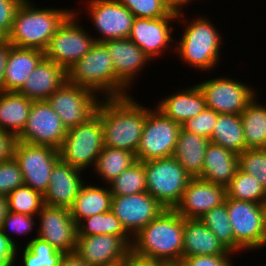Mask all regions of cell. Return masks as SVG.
<instances>
[{
  "label": "cell",
  "mask_w": 266,
  "mask_h": 266,
  "mask_svg": "<svg viewBox=\"0 0 266 266\" xmlns=\"http://www.w3.org/2000/svg\"><path fill=\"white\" fill-rule=\"evenodd\" d=\"M131 95L101 98L95 113L101 120L104 146L136 154L147 112L151 108Z\"/></svg>",
  "instance_id": "6da1fadb"
},
{
  "label": "cell",
  "mask_w": 266,
  "mask_h": 266,
  "mask_svg": "<svg viewBox=\"0 0 266 266\" xmlns=\"http://www.w3.org/2000/svg\"><path fill=\"white\" fill-rule=\"evenodd\" d=\"M185 16H187L185 12L178 14L177 24L180 23L184 30L179 40L175 38L174 53L187 65L186 67L209 74L222 60L221 51L224 46L222 32L214 23H211L213 21L209 16L200 14L194 16L192 20Z\"/></svg>",
  "instance_id": "7a4b0ae2"
},
{
  "label": "cell",
  "mask_w": 266,
  "mask_h": 266,
  "mask_svg": "<svg viewBox=\"0 0 266 266\" xmlns=\"http://www.w3.org/2000/svg\"><path fill=\"white\" fill-rule=\"evenodd\" d=\"M33 2L23 0L19 5L7 40L15 47L36 48L44 51L50 38L74 12V9L52 6L40 8Z\"/></svg>",
  "instance_id": "3957f363"
},
{
  "label": "cell",
  "mask_w": 266,
  "mask_h": 266,
  "mask_svg": "<svg viewBox=\"0 0 266 266\" xmlns=\"http://www.w3.org/2000/svg\"><path fill=\"white\" fill-rule=\"evenodd\" d=\"M184 218L174 209H165L133 237L136 254L163 261L182 260Z\"/></svg>",
  "instance_id": "277c9868"
},
{
  "label": "cell",
  "mask_w": 266,
  "mask_h": 266,
  "mask_svg": "<svg viewBox=\"0 0 266 266\" xmlns=\"http://www.w3.org/2000/svg\"><path fill=\"white\" fill-rule=\"evenodd\" d=\"M67 81L91 90L100 99L131 94L116 79L112 58L102 42H95L89 52L68 69Z\"/></svg>",
  "instance_id": "5b68a950"
},
{
  "label": "cell",
  "mask_w": 266,
  "mask_h": 266,
  "mask_svg": "<svg viewBox=\"0 0 266 266\" xmlns=\"http://www.w3.org/2000/svg\"><path fill=\"white\" fill-rule=\"evenodd\" d=\"M104 147L100 117L95 113L86 122L67 130L59 149L60 159L84 172L95 167Z\"/></svg>",
  "instance_id": "8992f818"
},
{
  "label": "cell",
  "mask_w": 266,
  "mask_h": 266,
  "mask_svg": "<svg viewBox=\"0 0 266 266\" xmlns=\"http://www.w3.org/2000/svg\"><path fill=\"white\" fill-rule=\"evenodd\" d=\"M143 164L146 191L165 209H174L192 177L173 156L145 161Z\"/></svg>",
  "instance_id": "52a82bcc"
},
{
  "label": "cell",
  "mask_w": 266,
  "mask_h": 266,
  "mask_svg": "<svg viewBox=\"0 0 266 266\" xmlns=\"http://www.w3.org/2000/svg\"><path fill=\"white\" fill-rule=\"evenodd\" d=\"M79 9L78 11L74 9V12L62 23L44 50L46 59L62 66L66 71L83 58L95 43L92 31H86L85 24H81Z\"/></svg>",
  "instance_id": "ba28073f"
},
{
  "label": "cell",
  "mask_w": 266,
  "mask_h": 266,
  "mask_svg": "<svg viewBox=\"0 0 266 266\" xmlns=\"http://www.w3.org/2000/svg\"><path fill=\"white\" fill-rule=\"evenodd\" d=\"M196 84L204 95L206 107L219 114H241L259 92L248 82L246 84L227 75L205 78Z\"/></svg>",
  "instance_id": "9c48e42d"
},
{
  "label": "cell",
  "mask_w": 266,
  "mask_h": 266,
  "mask_svg": "<svg viewBox=\"0 0 266 266\" xmlns=\"http://www.w3.org/2000/svg\"><path fill=\"white\" fill-rule=\"evenodd\" d=\"M181 125L166 117L155 106L147 112L136 159L142 162L172 157Z\"/></svg>",
  "instance_id": "30bf717a"
},
{
  "label": "cell",
  "mask_w": 266,
  "mask_h": 266,
  "mask_svg": "<svg viewBox=\"0 0 266 266\" xmlns=\"http://www.w3.org/2000/svg\"><path fill=\"white\" fill-rule=\"evenodd\" d=\"M178 14L171 12L167 17L156 19L134 17L129 39L134 42L151 61L160 59L165 52L174 53L175 38L173 23ZM171 48V49H170ZM173 49V50H172ZM158 58V59H157Z\"/></svg>",
  "instance_id": "8fae6325"
},
{
  "label": "cell",
  "mask_w": 266,
  "mask_h": 266,
  "mask_svg": "<svg viewBox=\"0 0 266 266\" xmlns=\"http://www.w3.org/2000/svg\"><path fill=\"white\" fill-rule=\"evenodd\" d=\"M100 98L91 90L66 81L47 99L68 130L95 114Z\"/></svg>",
  "instance_id": "7c38bea8"
},
{
  "label": "cell",
  "mask_w": 266,
  "mask_h": 266,
  "mask_svg": "<svg viewBox=\"0 0 266 266\" xmlns=\"http://www.w3.org/2000/svg\"><path fill=\"white\" fill-rule=\"evenodd\" d=\"M85 4L84 14L88 12L87 19L99 34L93 36L95 42L129 37L134 16L118 0H88Z\"/></svg>",
  "instance_id": "4fadbf2b"
},
{
  "label": "cell",
  "mask_w": 266,
  "mask_h": 266,
  "mask_svg": "<svg viewBox=\"0 0 266 266\" xmlns=\"http://www.w3.org/2000/svg\"><path fill=\"white\" fill-rule=\"evenodd\" d=\"M13 157L22 172L24 185L44 194L49 185L52 168L60 159L59 150L17 140Z\"/></svg>",
  "instance_id": "5bb4252c"
},
{
  "label": "cell",
  "mask_w": 266,
  "mask_h": 266,
  "mask_svg": "<svg viewBox=\"0 0 266 266\" xmlns=\"http://www.w3.org/2000/svg\"><path fill=\"white\" fill-rule=\"evenodd\" d=\"M235 240L247 251L264 249V220L261 204L225 198Z\"/></svg>",
  "instance_id": "9a60e30c"
},
{
  "label": "cell",
  "mask_w": 266,
  "mask_h": 266,
  "mask_svg": "<svg viewBox=\"0 0 266 266\" xmlns=\"http://www.w3.org/2000/svg\"><path fill=\"white\" fill-rule=\"evenodd\" d=\"M67 134V129L47 100L33 101L27 124L18 141L60 149Z\"/></svg>",
  "instance_id": "2e32d148"
},
{
  "label": "cell",
  "mask_w": 266,
  "mask_h": 266,
  "mask_svg": "<svg viewBox=\"0 0 266 266\" xmlns=\"http://www.w3.org/2000/svg\"><path fill=\"white\" fill-rule=\"evenodd\" d=\"M37 236L64 253L75 252L77 224L70 209L44 205L37 215Z\"/></svg>",
  "instance_id": "e0dca14e"
},
{
  "label": "cell",
  "mask_w": 266,
  "mask_h": 266,
  "mask_svg": "<svg viewBox=\"0 0 266 266\" xmlns=\"http://www.w3.org/2000/svg\"><path fill=\"white\" fill-rule=\"evenodd\" d=\"M164 210L147 191L111 199V211L132 238Z\"/></svg>",
  "instance_id": "ac0fdd59"
},
{
  "label": "cell",
  "mask_w": 266,
  "mask_h": 266,
  "mask_svg": "<svg viewBox=\"0 0 266 266\" xmlns=\"http://www.w3.org/2000/svg\"><path fill=\"white\" fill-rule=\"evenodd\" d=\"M102 43L112 58L116 79L130 92L134 83L137 84L141 72L145 71L144 67L151 65L152 61L129 38L111 39Z\"/></svg>",
  "instance_id": "d6986e66"
},
{
  "label": "cell",
  "mask_w": 266,
  "mask_h": 266,
  "mask_svg": "<svg viewBox=\"0 0 266 266\" xmlns=\"http://www.w3.org/2000/svg\"><path fill=\"white\" fill-rule=\"evenodd\" d=\"M226 187L202 178H191L174 210L185 219H200L206 212L225 202Z\"/></svg>",
  "instance_id": "ffe728a7"
},
{
  "label": "cell",
  "mask_w": 266,
  "mask_h": 266,
  "mask_svg": "<svg viewBox=\"0 0 266 266\" xmlns=\"http://www.w3.org/2000/svg\"><path fill=\"white\" fill-rule=\"evenodd\" d=\"M82 170L72 167L59 159L52 168L49 185L44 196V204L70 209L85 183Z\"/></svg>",
  "instance_id": "44dd1931"
},
{
  "label": "cell",
  "mask_w": 266,
  "mask_h": 266,
  "mask_svg": "<svg viewBox=\"0 0 266 266\" xmlns=\"http://www.w3.org/2000/svg\"><path fill=\"white\" fill-rule=\"evenodd\" d=\"M131 247L117 235L77 236L75 252L91 266L123 260Z\"/></svg>",
  "instance_id": "7402d4cb"
},
{
  "label": "cell",
  "mask_w": 266,
  "mask_h": 266,
  "mask_svg": "<svg viewBox=\"0 0 266 266\" xmlns=\"http://www.w3.org/2000/svg\"><path fill=\"white\" fill-rule=\"evenodd\" d=\"M184 89H177L175 93L165 96L155 107L166 117L182 125L186 120L196 117L206 108L204 95L197 84L186 86Z\"/></svg>",
  "instance_id": "603a6c76"
},
{
  "label": "cell",
  "mask_w": 266,
  "mask_h": 266,
  "mask_svg": "<svg viewBox=\"0 0 266 266\" xmlns=\"http://www.w3.org/2000/svg\"><path fill=\"white\" fill-rule=\"evenodd\" d=\"M67 81V71L55 62L44 58L26 79L19 94L33 101L48 97Z\"/></svg>",
  "instance_id": "cb8c5ba5"
},
{
  "label": "cell",
  "mask_w": 266,
  "mask_h": 266,
  "mask_svg": "<svg viewBox=\"0 0 266 266\" xmlns=\"http://www.w3.org/2000/svg\"><path fill=\"white\" fill-rule=\"evenodd\" d=\"M44 58L42 50L11 45L6 61L3 91L18 92Z\"/></svg>",
  "instance_id": "d4e9b609"
},
{
  "label": "cell",
  "mask_w": 266,
  "mask_h": 266,
  "mask_svg": "<svg viewBox=\"0 0 266 266\" xmlns=\"http://www.w3.org/2000/svg\"><path fill=\"white\" fill-rule=\"evenodd\" d=\"M234 256L200 219L184 218L182 259L191 256Z\"/></svg>",
  "instance_id": "484cf974"
},
{
  "label": "cell",
  "mask_w": 266,
  "mask_h": 266,
  "mask_svg": "<svg viewBox=\"0 0 266 266\" xmlns=\"http://www.w3.org/2000/svg\"><path fill=\"white\" fill-rule=\"evenodd\" d=\"M238 168V154L210 142L205 152L201 178L227 187Z\"/></svg>",
  "instance_id": "4316f807"
},
{
  "label": "cell",
  "mask_w": 266,
  "mask_h": 266,
  "mask_svg": "<svg viewBox=\"0 0 266 266\" xmlns=\"http://www.w3.org/2000/svg\"><path fill=\"white\" fill-rule=\"evenodd\" d=\"M94 184V185H93ZM112 194L108 185L100 186L87 181L79 190L73 205L70 208V213L73 220L78 224L81 220L106 213L111 210Z\"/></svg>",
  "instance_id": "83f0119b"
},
{
  "label": "cell",
  "mask_w": 266,
  "mask_h": 266,
  "mask_svg": "<svg viewBox=\"0 0 266 266\" xmlns=\"http://www.w3.org/2000/svg\"><path fill=\"white\" fill-rule=\"evenodd\" d=\"M210 139L181 128L173 157L192 178H201Z\"/></svg>",
  "instance_id": "f1b7e54d"
},
{
  "label": "cell",
  "mask_w": 266,
  "mask_h": 266,
  "mask_svg": "<svg viewBox=\"0 0 266 266\" xmlns=\"http://www.w3.org/2000/svg\"><path fill=\"white\" fill-rule=\"evenodd\" d=\"M32 102L18 92L0 91V130L18 137L27 124Z\"/></svg>",
  "instance_id": "f546056e"
},
{
  "label": "cell",
  "mask_w": 266,
  "mask_h": 266,
  "mask_svg": "<svg viewBox=\"0 0 266 266\" xmlns=\"http://www.w3.org/2000/svg\"><path fill=\"white\" fill-rule=\"evenodd\" d=\"M258 97L257 94L240 114L247 149L266 148V104Z\"/></svg>",
  "instance_id": "4dcf8cb0"
},
{
  "label": "cell",
  "mask_w": 266,
  "mask_h": 266,
  "mask_svg": "<svg viewBox=\"0 0 266 266\" xmlns=\"http://www.w3.org/2000/svg\"><path fill=\"white\" fill-rule=\"evenodd\" d=\"M210 142L225 147L236 154L247 149L240 114H219Z\"/></svg>",
  "instance_id": "1f68e13d"
},
{
  "label": "cell",
  "mask_w": 266,
  "mask_h": 266,
  "mask_svg": "<svg viewBox=\"0 0 266 266\" xmlns=\"http://www.w3.org/2000/svg\"><path fill=\"white\" fill-rule=\"evenodd\" d=\"M24 246L16 250L18 266H59L64 252L57 250L37 234L29 238ZM20 253V254H19ZM20 257V258H19ZM19 258V259H18ZM20 260V261H19ZM19 261V264H17Z\"/></svg>",
  "instance_id": "d6a6232c"
},
{
  "label": "cell",
  "mask_w": 266,
  "mask_h": 266,
  "mask_svg": "<svg viewBox=\"0 0 266 266\" xmlns=\"http://www.w3.org/2000/svg\"><path fill=\"white\" fill-rule=\"evenodd\" d=\"M136 161L133 152L104 146L92 172H96L95 178L99 177L103 185H108Z\"/></svg>",
  "instance_id": "836d02e7"
},
{
  "label": "cell",
  "mask_w": 266,
  "mask_h": 266,
  "mask_svg": "<svg viewBox=\"0 0 266 266\" xmlns=\"http://www.w3.org/2000/svg\"><path fill=\"white\" fill-rule=\"evenodd\" d=\"M200 220L218 238L221 244L230 252L236 254L247 251L235 240L229 221L226 201L206 212Z\"/></svg>",
  "instance_id": "e575fe53"
},
{
  "label": "cell",
  "mask_w": 266,
  "mask_h": 266,
  "mask_svg": "<svg viewBox=\"0 0 266 266\" xmlns=\"http://www.w3.org/2000/svg\"><path fill=\"white\" fill-rule=\"evenodd\" d=\"M106 234L120 236L130 247L132 246L133 238L126 232L111 210L87 217L77 224V236Z\"/></svg>",
  "instance_id": "d590c367"
},
{
  "label": "cell",
  "mask_w": 266,
  "mask_h": 266,
  "mask_svg": "<svg viewBox=\"0 0 266 266\" xmlns=\"http://www.w3.org/2000/svg\"><path fill=\"white\" fill-rule=\"evenodd\" d=\"M228 198L251 201L262 204L266 200V190L262 184L251 175L237 169L235 176L226 187Z\"/></svg>",
  "instance_id": "8d00e7d4"
},
{
  "label": "cell",
  "mask_w": 266,
  "mask_h": 266,
  "mask_svg": "<svg viewBox=\"0 0 266 266\" xmlns=\"http://www.w3.org/2000/svg\"><path fill=\"white\" fill-rule=\"evenodd\" d=\"M108 186L112 196H128L146 192V172L143 162L137 160Z\"/></svg>",
  "instance_id": "74e56055"
},
{
  "label": "cell",
  "mask_w": 266,
  "mask_h": 266,
  "mask_svg": "<svg viewBox=\"0 0 266 266\" xmlns=\"http://www.w3.org/2000/svg\"><path fill=\"white\" fill-rule=\"evenodd\" d=\"M7 202L9 211L32 216H37L45 205L43 194L27 185L20 186L10 192L7 196Z\"/></svg>",
  "instance_id": "f35d334b"
},
{
  "label": "cell",
  "mask_w": 266,
  "mask_h": 266,
  "mask_svg": "<svg viewBox=\"0 0 266 266\" xmlns=\"http://www.w3.org/2000/svg\"><path fill=\"white\" fill-rule=\"evenodd\" d=\"M36 226H37V216L23 215L9 211L2 222L0 230L18 248L21 246L19 245L21 242L20 241L18 242L19 238L17 236L19 235L21 237L22 236L26 237L28 236L27 234H29L30 236L32 231L34 230L36 231L37 229Z\"/></svg>",
  "instance_id": "ab89813d"
},
{
  "label": "cell",
  "mask_w": 266,
  "mask_h": 266,
  "mask_svg": "<svg viewBox=\"0 0 266 266\" xmlns=\"http://www.w3.org/2000/svg\"><path fill=\"white\" fill-rule=\"evenodd\" d=\"M238 167L256 178L266 190V148L246 149L238 154Z\"/></svg>",
  "instance_id": "60d3db41"
},
{
  "label": "cell",
  "mask_w": 266,
  "mask_h": 266,
  "mask_svg": "<svg viewBox=\"0 0 266 266\" xmlns=\"http://www.w3.org/2000/svg\"><path fill=\"white\" fill-rule=\"evenodd\" d=\"M134 17L156 19L167 17L172 11L165 0H118Z\"/></svg>",
  "instance_id": "b9f144b4"
},
{
  "label": "cell",
  "mask_w": 266,
  "mask_h": 266,
  "mask_svg": "<svg viewBox=\"0 0 266 266\" xmlns=\"http://www.w3.org/2000/svg\"><path fill=\"white\" fill-rule=\"evenodd\" d=\"M23 185V175L14 157L0 162V195L7 197L10 192Z\"/></svg>",
  "instance_id": "7bdbcfd3"
},
{
  "label": "cell",
  "mask_w": 266,
  "mask_h": 266,
  "mask_svg": "<svg viewBox=\"0 0 266 266\" xmlns=\"http://www.w3.org/2000/svg\"><path fill=\"white\" fill-rule=\"evenodd\" d=\"M218 115L219 113L206 107L196 117H192L182 123L181 128L185 131L210 138Z\"/></svg>",
  "instance_id": "ee69618b"
},
{
  "label": "cell",
  "mask_w": 266,
  "mask_h": 266,
  "mask_svg": "<svg viewBox=\"0 0 266 266\" xmlns=\"http://www.w3.org/2000/svg\"><path fill=\"white\" fill-rule=\"evenodd\" d=\"M23 0H0V39H7L16 10Z\"/></svg>",
  "instance_id": "f6af8a7d"
},
{
  "label": "cell",
  "mask_w": 266,
  "mask_h": 266,
  "mask_svg": "<svg viewBox=\"0 0 266 266\" xmlns=\"http://www.w3.org/2000/svg\"><path fill=\"white\" fill-rule=\"evenodd\" d=\"M234 256L199 255L183 258L185 266H234ZM237 266V265H236Z\"/></svg>",
  "instance_id": "bcb514c9"
},
{
  "label": "cell",
  "mask_w": 266,
  "mask_h": 266,
  "mask_svg": "<svg viewBox=\"0 0 266 266\" xmlns=\"http://www.w3.org/2000/svg\"><path fill=\"white\" fill-rule=\"evenodd\" d=\"M16 250L17 247L0 230V261H2L5 265L15 264Z\"/></svg>",
  "instance_id": "7dc6e473"
},
{
  "label": "cell",
  "mask_w": 266,
  "mask_h": 266,
  "mask_svg": "<svg viewBox=\"0 0 266 266\" xmlns=\"http://www.w3.org/2000/svg\"><path fill=\"white\" fill-rule=\"evenodd\" d=\"M17 137L0 130V162L13 158Z\"/></svg>",
  "instance_id": "c3c4849f"
},
{
  "label": "cell",
  "mask_w": 266,
  "mask_h": 266,
  "mask_svg": "<svg viewBox=\"0 0 266 266\" xmlns=\"http://www.w3.org/2000/svg\"><path fill=\"white\" fill-rule=\"evenodd\" d=\"M163 260L152 259L136 254L130 250L124 258V266H162Z\"/></svg>",
  "instance_id": "681fc988"
},
{
  "label": "cell",
  "mask_w": 266,
  "mask_h": 266,
  "mask_svg": "<svg viewBox=\"0 0 266 266\" xmlns=\"http://www.w3.org/2000/svg\"><path fill=\"white\" fill-rule=\"evenodd\" d=\"M11 44L7 39H0V91H3V80L8 52Z\"/></svg>",
  "instance_id": "f907efd6"
},
{
  "label": "cell",
  "mask_w": 266,
  "mask_h": 266,
  "mask_svg": "<svg viewBox=\"0 0 266 266\" xmlns=\"http://www.w3.org/2000/svg\"><path fill=\"white\" fill-rule=\"evenodd\" d=\"M59 266H91L76 252L64 253Z\"/></svg>",
  "instance_id": "816d5d0a"
},
{
  "label": "cell",
  "mask_w": 266,
  "mask_h": 266,
  "mask_svg": "<svg viewBox=\"0 0 266 266\" xmlns=\"http://www.w3.org/2000/svg\"><path fill=\"white\" fill-rule=\"evenodd\" d=\"M167 7L174 13H183L185 12L188 5H192L193 0H165ZM186 8V9H183Z\"/></svg>",
  "instance_id": "f5cc1de1"
},
{
  "label": "cell",
  "mask_w": 266,
  "mask_h": 266,
  "mask_svg": "<svg viewBox=\"0 0 266 266\" xmlns=\"http://www.w3.org/2000/svg\"><path fill=\"white\" fill-rule=\"evenodd\" d=\"M9 209H8V202H7V197L6 196H1L0 195V229L2 226V222L6 215L8 214Z\"/></svg>",
  "instance_id": "db71d44e"
},
{
  "label": "cell",
  "mask_w": 266,
  "mask_h": 266,
  "mask_svg": "<svg viewBox=\"0 0 266 266\" xmlns=\"http://www.w3.org/2000/svg\"><path fill=\"white\" fill-rule=\"evenodd\" d=\"M264 220V248H266V200L261 204Z\"/></svg>",
  "instance_id": "11a10c76"
},
{
  "label": "cell",
  "mask_w": 266,
  "mask_h": 266,
  "mask_svg": "<svg viewBox=\"0 0 266 266\" xmlns=\"http://www.w3.org/2000/svg\"><path fill=\"white\" fill-rule=\"evenodd\" d=\"M162 266H185L183 260L163 261Z\"/></svg>",
  "instance_id": "9f6ffc18"
},
{
  "label": "cell",
  "mask_w": 266,
  "mask_h": 266,
  "mask_svg": "<svg viewBox=\"0 0 266 266\" xmlns=\"http://www.w3.org/2000/svg\"><path fill=\"white\" fill-rule=\"evenodd\" d=\"M103 266H124V259L120 260L118 262H115V263H112V264L103 265Z\"/></svg>",
  "instance_id": "6f0895ef"
},
{
  "label": "cell",
  "mask_w": 266,
  "mask_h": 266,
  "mask_svg": "<svg viewBox=\"0 0 266 266\" xmlns=\"http://www.w3.org/2000/svg\"><path fill=\"white\" fill-rule=\"evenodd\" d=\"M0 266H6L2 261H0Z\"/></svg>",
  "instance_id": "680465c9"
}]
</instances>
